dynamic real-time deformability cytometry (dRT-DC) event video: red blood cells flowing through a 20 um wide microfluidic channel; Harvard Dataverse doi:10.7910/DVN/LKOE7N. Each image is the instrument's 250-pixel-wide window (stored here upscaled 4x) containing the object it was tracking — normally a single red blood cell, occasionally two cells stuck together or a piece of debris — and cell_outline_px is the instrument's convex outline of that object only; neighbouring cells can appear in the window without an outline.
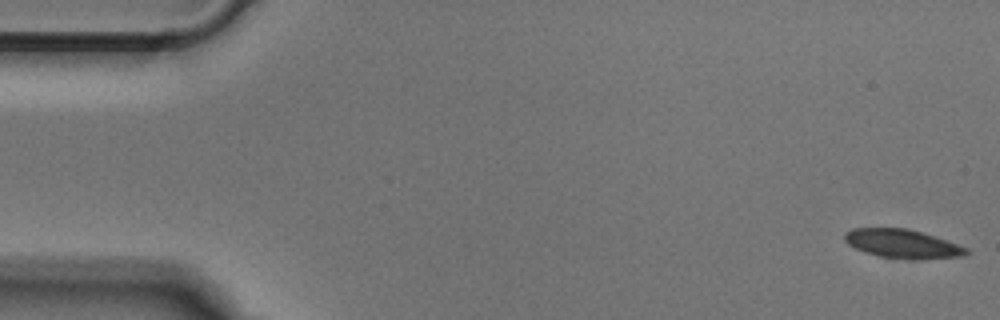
{"species": "Egyptian fruit bat (a non-hibernating species)", "species_latin": "Rousettus aegyptiacus", "temperature_condition": "cold", "stored_images_in_passage": 51, "camera_frame_rate_fps": 3000, "um_per_image_px": 0.085, "animal": {"sex": "male"}, "frame": {"image": 1, "passage_image": 1, "time_ms": 0.0, "image_size_px": [1000, 320], "cell_outline_px": [[972, 252], [964, 256], [916, 260], [912, 260], [880, 256], [864, 252], [848, 244], [844, 240], [844, 232], [852, 228], [904, 228], [924, 232], [936, 236], [968, 248]], "centroid_in_image_um": [76.74, 20.72], "position_along_channel_um": 8.3, "area_um2": 20.69}}
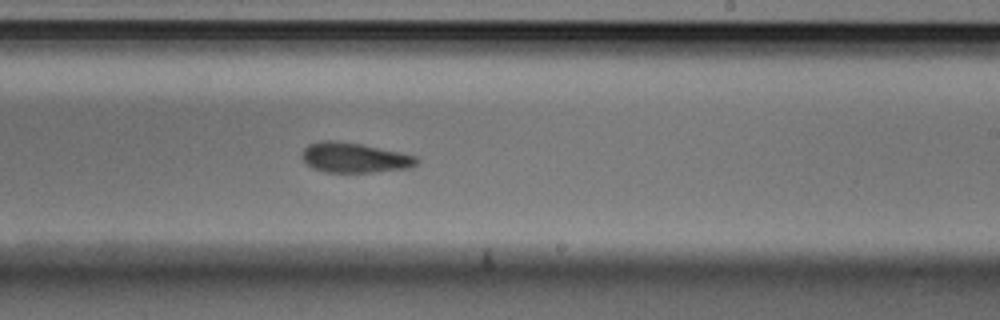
{"frame": {"image": 2, "passage_image": 30, "time_ms": 9.667, "image_size_px": [1000, 320], "cell_outline_px": [[420, 160], [416, 164], [408, 168], [372, 172], [324, 172], [312, 168], [300, 156], [304, 148], [308, 144], [320, 140], [336, 140], [360, 144], [400, 152], [416, 156]], "centroid_in_image_um": [30.09, 13.39], "position_along_channel_um": 258.9, "area_um2": 20.06}}
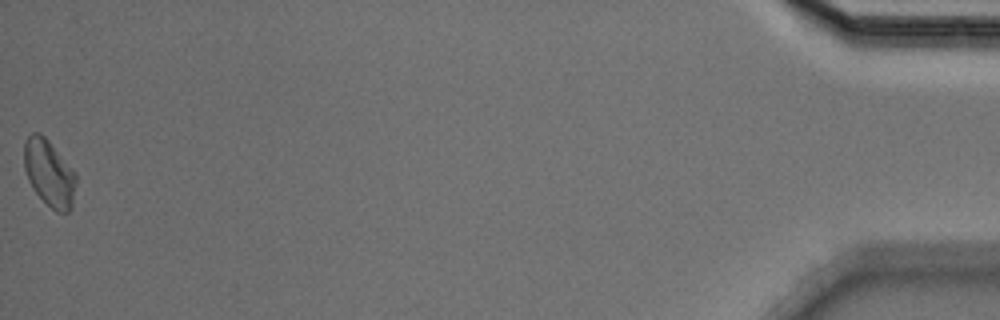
{"frame": {"image": 3, "passage_image": 51, "time_ms": 16.667, "image_size_px": [1000, 320], "cell_outline_px": [[76, 184], [72, 208], [68, 212], [56, 212], [32, 188], [28, 180], [24, 168], [24, 144], [28, 136], [32, 132], [40, 132], [48, 140], [72, 168], [76, 176]], "centroid_in_image_um": [4.18, 14.71], "position_along_channel_um": 431.0, "area_um2": 20.06}}